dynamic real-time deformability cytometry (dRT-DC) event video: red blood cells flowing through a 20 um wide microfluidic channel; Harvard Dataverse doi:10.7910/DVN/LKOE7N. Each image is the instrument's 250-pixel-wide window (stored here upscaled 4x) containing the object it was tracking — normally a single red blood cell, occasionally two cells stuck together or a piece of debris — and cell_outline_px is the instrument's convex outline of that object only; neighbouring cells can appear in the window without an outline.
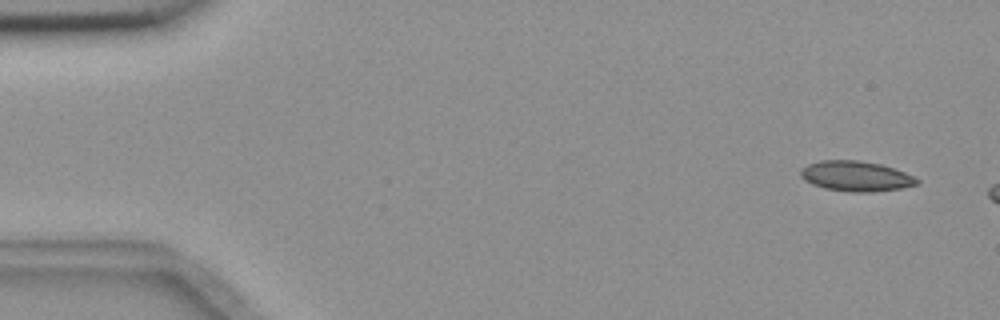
{"species": "common noctule bat (a hibernating species)", "species_latin": "Nyctalus noctula", "temperature_condition": "room temperature", "stored_images_in_passage": 3, "camera_frame_rate_fps": 3000, "um_per_image_px": 0.085, "animal": {"sex": "female", "body_mass_g": 18.4}, "frame": {"image": 1, "passage_image": 1, "time_ms": 0.0, "image_size_px": [1000, 320], "cell_outline_px": [[920, 184], [900, 188], [872, 192], [852, 192], [824, 188], [812, 184], [804, 180], [800, 176], [800, 168], [808, 164], [820, 160], [856, 160], [880, 164], [904, 172], [920, 180]], "centroid_in_image_um": [72.72, 14.97], "position_along_channel_um": 12.3, "area_um2": 20.46}}